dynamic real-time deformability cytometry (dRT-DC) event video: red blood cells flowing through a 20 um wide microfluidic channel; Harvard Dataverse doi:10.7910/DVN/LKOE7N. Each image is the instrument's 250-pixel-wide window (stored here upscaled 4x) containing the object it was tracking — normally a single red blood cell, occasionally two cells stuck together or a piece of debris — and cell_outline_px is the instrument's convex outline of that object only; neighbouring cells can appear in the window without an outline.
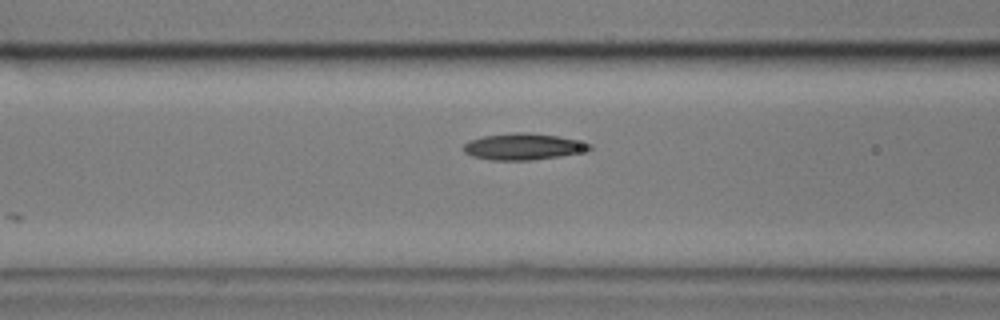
{"species": "common noctule bat (a hibernating species)", "species_latin": "Nyctalus noctula", "temperature_condition": "cold", "stored_images_in_passage": 21, "camera_frame_rate_fps": 3000, "um_per_image_px": 0.085, "animal": {"sex": "male", "body_mass_g": 17.9}, "frame": {"image": 1, "passage_image": 8, "time_ms": 2.333, "image_size_px": [1000, 320], "cell_outline_px": [[592, 148], [584, 152], [560, 156], [532, 160], [488, 160], [472, 156], [464, 152], [460, 148], [468, 140], [484, 136], [512, 132], [528, 132], [556, 136], [592, 144]], "centroid_in_image_um": [44.41, 12.46], "position_along_channel_um": 122.2, "area_um2": 19.54}}
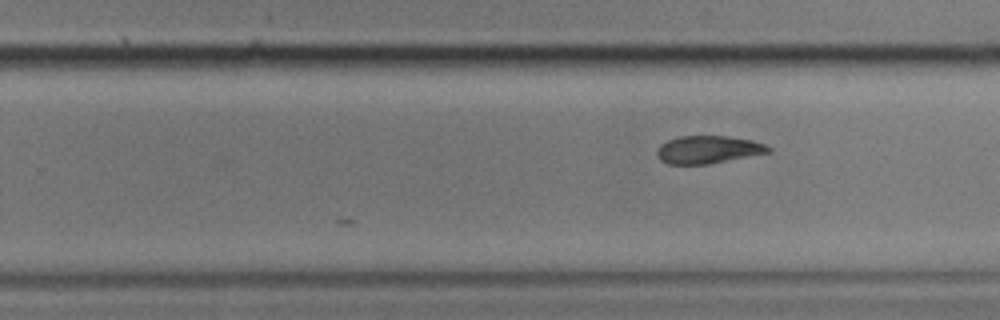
{"frame": {"image": 2, "passage_image": 21, "time_ms": 6.667, "image_size_px": [1000, 320], "cell_outline_px": [[772, 152], [708, 164], [668, 164], [660, 160], [656, 156], [656, 152], [660, 144], [668, 140], [680, 136], [728, 136], [752, 140], [764, 144], [772, 148]], "centroid_in_image_um": [60.19, 12.72], "position_along_channel_um": 269.6, "area_um2": 18.09}}